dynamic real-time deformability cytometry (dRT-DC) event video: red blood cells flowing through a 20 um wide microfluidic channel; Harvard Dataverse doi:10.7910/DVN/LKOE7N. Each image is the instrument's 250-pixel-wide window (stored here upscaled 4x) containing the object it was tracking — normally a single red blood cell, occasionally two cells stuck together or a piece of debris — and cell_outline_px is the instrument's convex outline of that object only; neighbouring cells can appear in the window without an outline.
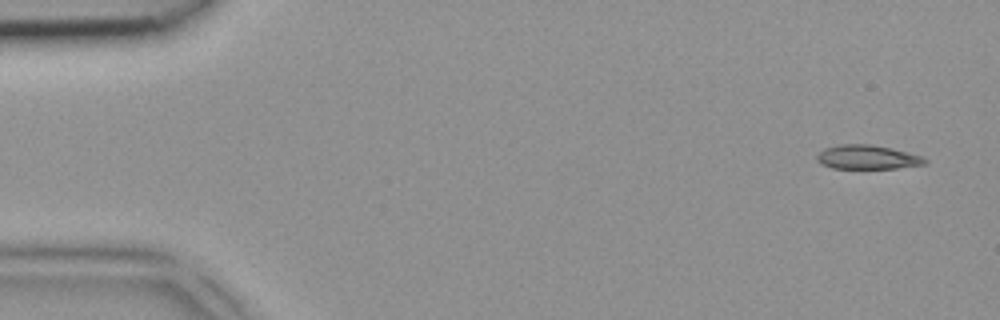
{"species": "common noctule bat (a hibernating species)", "species_latin": "Nyctalus noctula", "temperature_condition": "room temperature", "stored_images_in_passage": 4, "segment_of_instrument_passage": [2, 2], "camera_frame_rate_fps": 3000, "um_per_image_px": 0.085, "animal": {"sex": "female", "body_mass_g": 18.4}, "frame": {"image": 1, "passage_image": 4, "time_ms": 1.0, "image_size_px": [1000, 320], "cell_outline_px": [[928, 164], [896, 168], [832, 168], [820, 164], [816, 160], [816, 156], [824, 148], [840, 144], [872, 144], [920, 156], [928, 160]], "centroid_in_image_um": [73.68, 13.36], "position_along_channel_um": 11.3, "area_um2": 15.03}}